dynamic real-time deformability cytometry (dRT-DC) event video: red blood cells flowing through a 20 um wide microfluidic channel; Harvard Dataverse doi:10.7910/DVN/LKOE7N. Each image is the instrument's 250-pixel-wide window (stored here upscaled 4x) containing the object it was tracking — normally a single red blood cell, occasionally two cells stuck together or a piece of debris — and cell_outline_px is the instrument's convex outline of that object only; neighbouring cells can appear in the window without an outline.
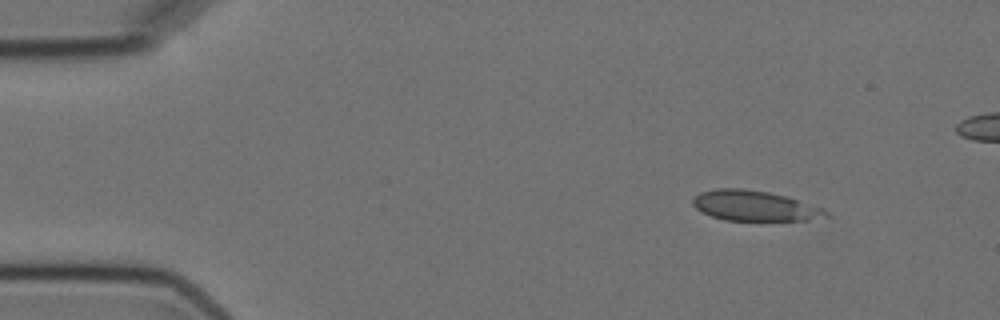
{"species": "Egyptian fruit bat (a non-hibernating species)", "species_latin": "Rousettus aegyptiacus", "temperature_condition": "cold", "stored_images_in_passage": 6, "camera_frame_rate_fps": 3000, "um_per_image_px": 0.085, "animal": {"sex": "female"}, "frame": {"image": 1, "passage_image": 1, "time_ms": 0.0, "image_size_px": [1000, 320], "cell_outline_px": [[832, 216], [808, 220], [724, 220], [712, 216], [696, 208], [692, 204], [692, 196], [700, 192], [716, 188], [744, 188], [768, 192], [788, 196], [824, 208]], "centroid_in_image_um": [64.16, 17.48], "position_along_channel_um": 20.8, "area_um2": 23.7}}
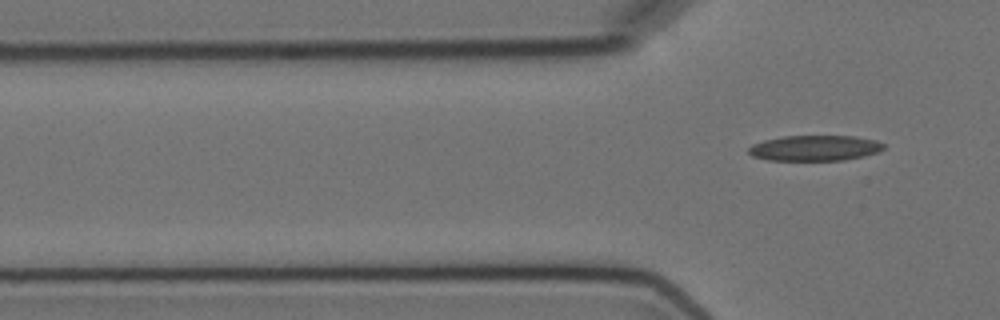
{"frame": {"image": 2, "passage_image": 6, "time_ms": 6.667, "image_size_px": [1000, 320], "cell_outline_px": [[884, 148], [880, 152], [864, 156], [844, 160], [768, 160], [752, 156], [748, 152], [748, 148], [752, 144], [764, 140], [784, 136], [852, 136], [876, 140], [884, 144]], "centroid_in_image_um": [69.26, 12.59], "position_along_channel_um": 56.5, "area_um2": 20.11}}